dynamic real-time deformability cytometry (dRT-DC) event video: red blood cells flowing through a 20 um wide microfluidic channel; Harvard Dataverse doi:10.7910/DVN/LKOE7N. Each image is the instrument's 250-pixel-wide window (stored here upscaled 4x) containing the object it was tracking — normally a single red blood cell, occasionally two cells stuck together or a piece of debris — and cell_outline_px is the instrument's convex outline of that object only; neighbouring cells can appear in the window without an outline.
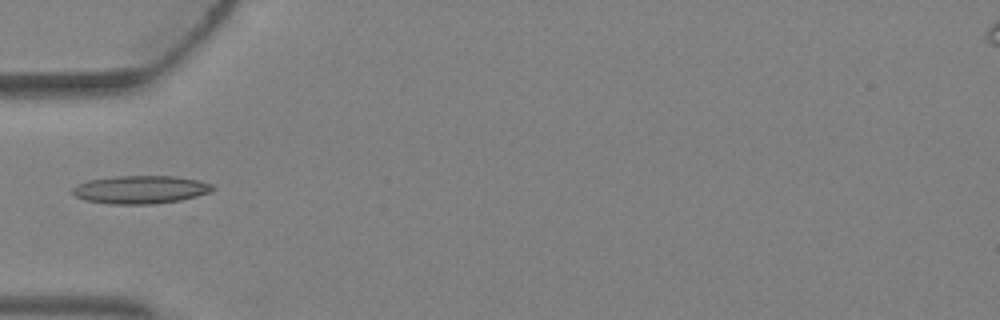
{"species": "Egyptian fruit bat (a non-hibernating species)", "species_latin": "Rousettus aegyptiacus", "temperature_condition": "warm", "stored_images_in_passage": 3, "camera_frame_rate_fps": 3000, "um_per_image_px": 0.085, "animal": {"sex": "female"}, "frame": {"image": 1, "passage_image": 3, "time_ms": 0.667, "image_size_px": [1000, 320], "cell_outline_px": [[216, 188], [212, 192], [180, 200], [152, 204], [108, 204], [84, 200], [76, 196], [72, 192], [72, 188], [88, 180], [116, 176], [176, 176], [200, 180], [212, 184]], "centroid_in_image_um": [11.98, 16.11], "position_along_channel_um": 73.0, "area_um2": 23.0}}